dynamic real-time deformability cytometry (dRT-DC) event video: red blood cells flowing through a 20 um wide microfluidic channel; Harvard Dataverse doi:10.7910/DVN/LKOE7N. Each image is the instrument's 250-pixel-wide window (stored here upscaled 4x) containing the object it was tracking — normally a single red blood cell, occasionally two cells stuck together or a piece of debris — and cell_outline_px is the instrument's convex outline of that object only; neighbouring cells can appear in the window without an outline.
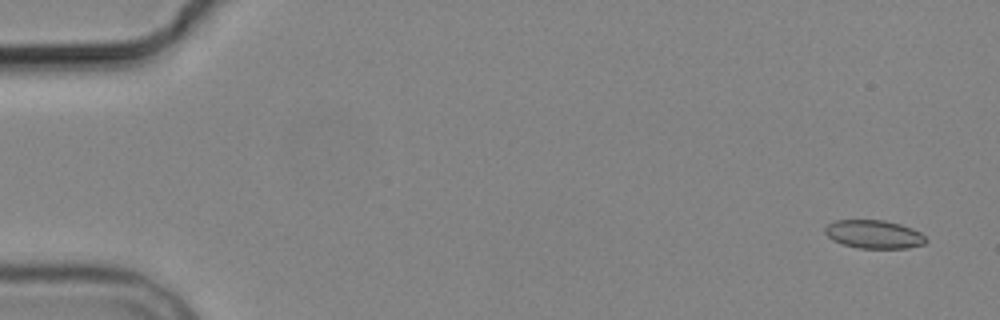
{"species": "common noctule bat (a hibernating species)", "species_latin": "Nyctalus noctula", "temperature_condition": "cold", "stored_images_in_passage": 5, "camera_frame_rate_fps": 3000, "um_per_image_px": 0.085, "animal": {"sex": "male", "body_mass_g": 19.2, "forearm_length_mm": 51.8}, "frame": {"image": 1, "passage_image": 1, "time_ms": 0.0, "image_size_px": [1000, 320], "cell_outline_px": [[928, 240], [924, 244], [908, 248], [860, 248], [844, 244], [832, 240], [824, 232], [824, 228], [828, 224], [836, 220], [884, 220], [900, 224], [912, 228], [920, 232]], "centroid_in_image_um": [74.29, 19.91], "position_along_channel_um": 10.7, "area_um2": 16.65}}
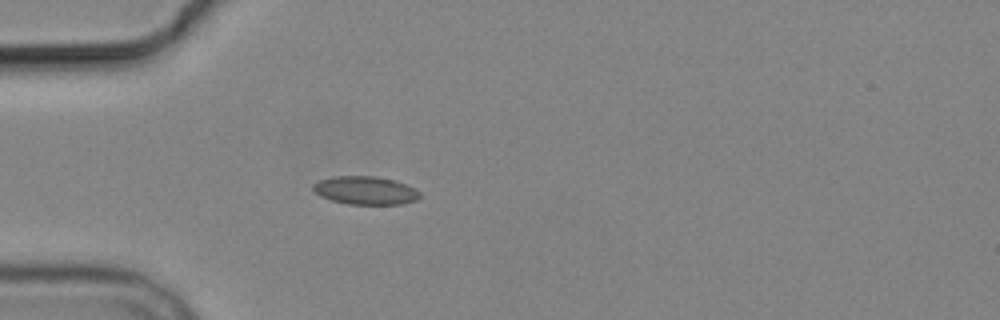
{"frame": {"image": 2, "passage_image": 5, "time_ms": 4.667, "image_size_px": [1000, 320], "cell_outline_px": [[420, 196], [416, 200], [404, 204], [348, 204], [332, 200], [320, 196], [312, 188], [312, 184], [320, 180], [336, 176], [376, 176], [396, 180], [416, 188], [420, 192]], "centroid_in_image_um": [31.09, 16.18], "position_along_channel_um": 53.9, "area_um2": 17.63}}